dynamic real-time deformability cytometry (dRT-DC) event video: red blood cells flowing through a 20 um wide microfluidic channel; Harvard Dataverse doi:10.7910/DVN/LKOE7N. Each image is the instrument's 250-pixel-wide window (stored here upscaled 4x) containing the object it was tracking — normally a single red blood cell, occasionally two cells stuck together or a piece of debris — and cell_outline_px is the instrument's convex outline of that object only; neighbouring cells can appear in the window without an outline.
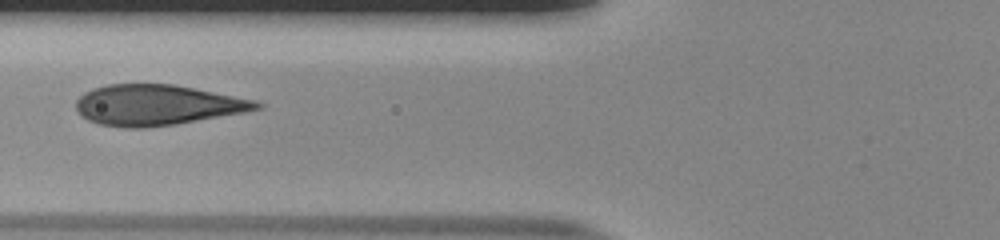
{"species": "human", "species_latin": "Homo sapiens", "temperature_condition": "room temperature", "stored_images_in_passage": 33, "camera_frame_rate_fps": 3000, "um_per_image_px": 0.085, "donor": {"sex": "male"}, "frame": {"image": 1, "passage_image": 4, "time_ms": 1.0, "image_size_px": [1000, 240], "cell_outline_px": [[264, 104], [260, 108], [244, 112], [176, 124], [144, 128], [124, 128], [100, 124], [88, 120], [80, 116], [76, 108], [76, 100], [84, 92], [92, 88], [104, 84], [172, 84], [256, 100]], "centroid_in_image_um": [13.3, 8.93], "position_along_channel_um": 112.5, "area_um2": 42.66}}
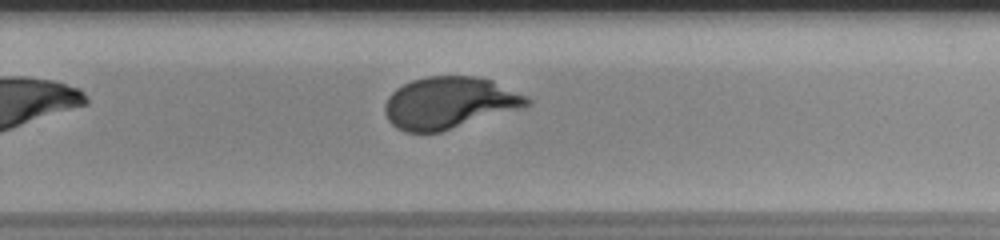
{"frame": {"image": 2, "passage_image": 18, "time_ms": 5.667, "image_size_px": [1000, 240], "cell_outline_px": [[532, 104], [440, 132], [404, 132], [396, 128], [388, 120], [384, 112], [384, 104], [388, 96], [396, 88], [412, 80], [428, 76], [476, 76], [492, 80], [528, 96], [532, 100]], "centroid_in_image_um": [38.16, 8.73], "position_along_channel_um": 291.6, "area_um2": 42.77}}
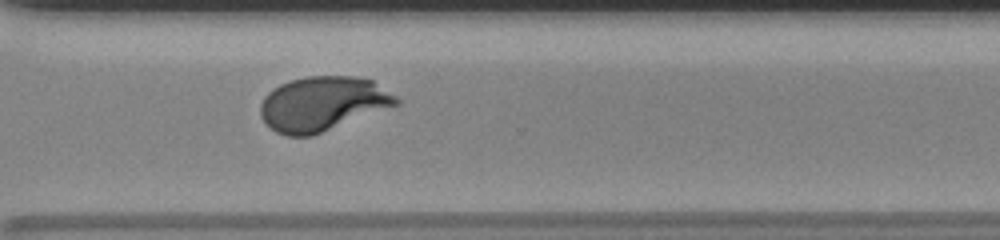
{"frame": {"image": 3, "passage_image": 22, "time_ms": 7.0, "image_size_px": [1000, 240], "cell_outline_px": [[400, 104], [312, 136], [288, 136], [276, 132], [260, 116], [260, 104], [264, 96], [268, 92], [280, 84], [292, 80], [308, 76], [356, 76], [372, 80], [396, 96], [400, 100]], "centroid_in_image_um": [27.43, 8.82], "position_along_channel_um": 343.2, "area_um2": 43.0}, "authors_computed_cell_mechanics": {"area_um2": 43.0032, "velocity_mm_per_s": 3.8387, "shape_relaxation_time_tau1_ms": 5.5824, "shape_relaxation_time_tau2_ms": null, "deformation_change_tau1": 0.2423, "deformation_change_tau2": null}}